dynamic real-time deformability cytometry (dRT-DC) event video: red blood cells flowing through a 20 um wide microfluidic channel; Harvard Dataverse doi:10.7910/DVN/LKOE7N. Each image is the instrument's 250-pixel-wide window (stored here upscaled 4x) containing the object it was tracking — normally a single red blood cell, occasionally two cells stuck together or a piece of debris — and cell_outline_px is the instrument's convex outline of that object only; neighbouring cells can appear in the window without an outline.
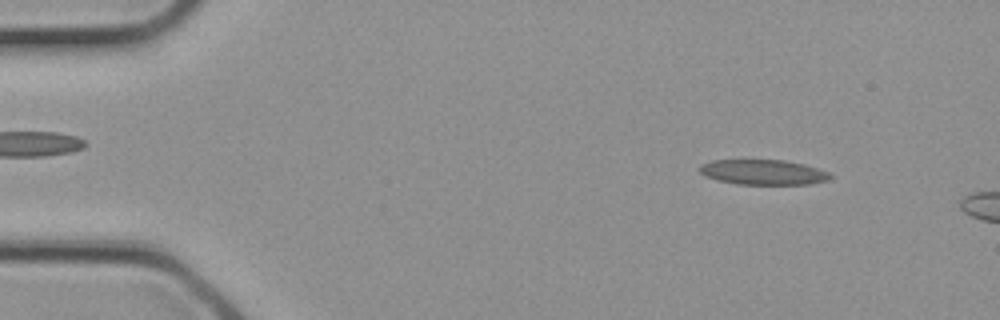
{"species": "common noctule bat (a hibernating species)", "species_latin": "Nyctalus noctula", "temperature_condition": "cold", "stored_images_in_passage": 9, "camera_frame_rate_fps": 3000, "um_per_image_px": 0.085, "animal": {"sex": "female", "body_mass_g": 21.9}, "frame": {"image": 1, "passage_image": 3, "time_ms": 0.667, "image_size_px": [1000, 320], "cell_outline_px": [[832, 176], [828, 180], [808, 184], [736, 184], [716, 180], [704, 176], [696, 168], [700, 164], [712, 160], [784, 160], [804, 164], [828, 172]], "centroid_in_image_um": [64.8, 14.63], "position_along_channel_um": 20.2, "area_um2": 19.19}}